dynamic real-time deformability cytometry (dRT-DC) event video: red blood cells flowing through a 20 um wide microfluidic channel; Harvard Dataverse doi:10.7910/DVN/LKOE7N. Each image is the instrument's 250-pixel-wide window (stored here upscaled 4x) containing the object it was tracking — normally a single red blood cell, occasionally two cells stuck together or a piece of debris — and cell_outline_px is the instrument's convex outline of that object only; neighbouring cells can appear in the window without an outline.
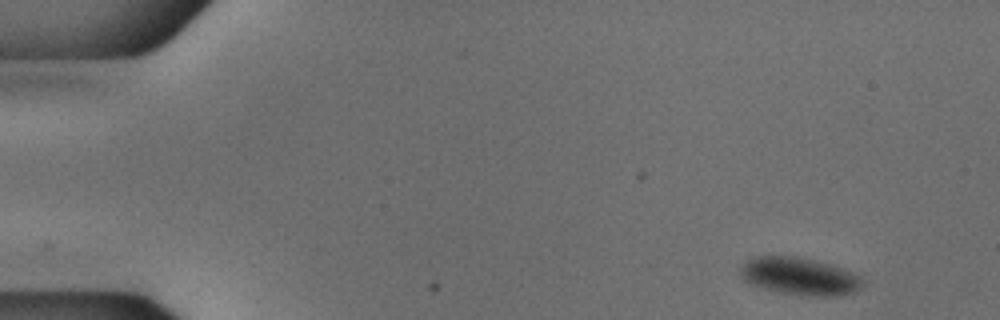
{"species": "common noctule bat (a hibernating species)", "species_latin": "Nyctalus noctula", "temperature_condition": "cold", "stored_images_in_passage": 50, "camera_frame_rate_fps": 3000, "um_per_image_px": 0.085, "animal": {"sex": "male", "body_mass_g": 18.8}, "frame": {"image": 1, "passage_image": 1, "time_ms": 0.0, "image_size_px": [1000, 320], "cell_outline_px": [[860, 284], [852, 292], [840, 296], [800, 296], [780, 292], [764, 288], [752, 284], [744, 280], [740, 276], [740, 268], [748, 260], [756, 256], [796, 256], [828, 264], [852, 272], [860, 276]], "centroid_in_image_um": [67.9, 23.49], "position_along_channel_um": 17.1, "area_um2": 26.24}}
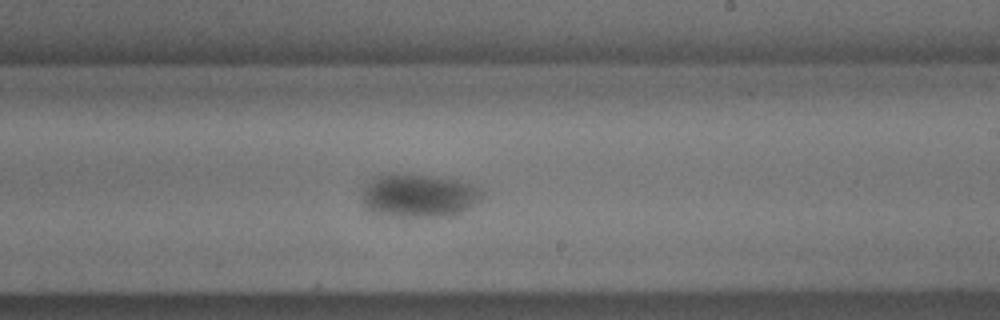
{"frame": {"image": 2, "passage_image": 29, "time_ms": 9.333, "image_size_px": [1000, 320], "cell_outline_px": [[484, 196], [480, 200], [460, 212], [452, 216], [388, 216], [368, 212], [364, 208], [360, 196], [364, 188], [376, 176], [384, 172], [392, 172], [432, 176], [456, 180], [472, 184], [480, 188], [484, 192]], "centroid_in_image_um": [35.54, 16.62], "position_along_channel_um": 253.5, "area_um2": 30.81}}
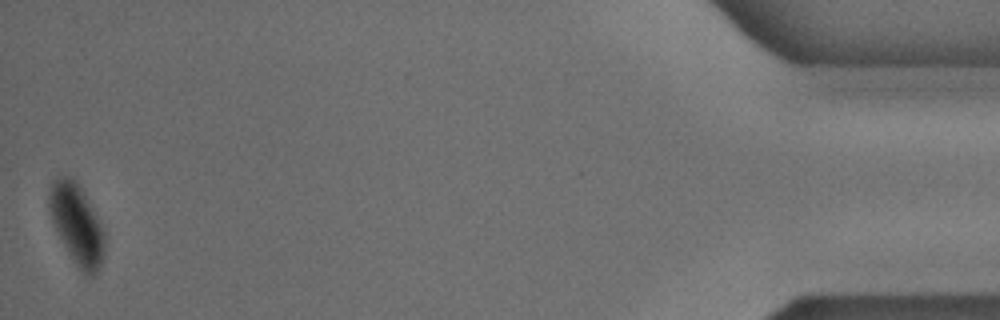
{"frame": {"image": 3, "passage_image": 50, "time_ms": 16.333, "image_size_px": [1000, 320], "cell_outline_px": [[104, 256], [96, 276], [84, 276], [72, 260], [52, 220], [48, 208], [48, 192], [52, 180], [56, 176], [72, 176], [80, 188], [100, 224], [104, 232]], "centroid_in_image_um": [6.51, 19.09], "position_along_channel_um": 428.7, "area_um2": 25.66}, "authors_computed_cell_mechanics": {"area_um2": 28.8711, "velocity_mm_per_s": 3.7278, "shape_relaxation_time_tau1_ms": 3.3385, "shape_relaxation_time_tau2_ms": null, "deformation_change_tau1": 0.0691, "deformation_change_tau2": null}}